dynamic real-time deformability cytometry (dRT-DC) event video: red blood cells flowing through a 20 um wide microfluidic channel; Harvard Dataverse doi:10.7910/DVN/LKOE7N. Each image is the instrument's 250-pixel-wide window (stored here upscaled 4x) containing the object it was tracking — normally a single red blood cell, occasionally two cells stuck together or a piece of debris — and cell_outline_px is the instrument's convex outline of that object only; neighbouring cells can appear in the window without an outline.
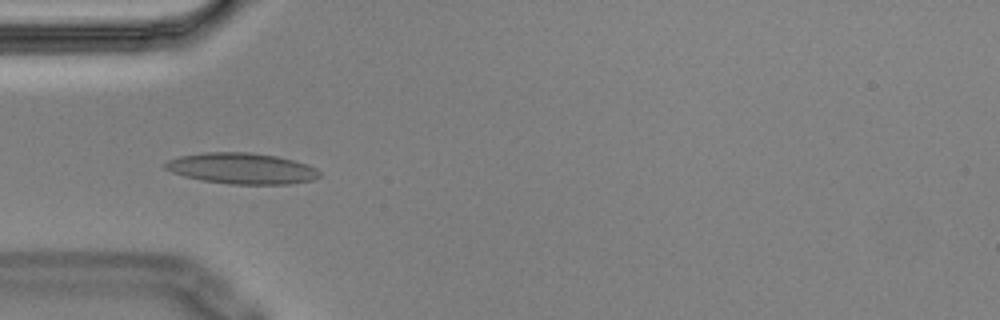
{"species": "Egyptian fruit bat (a non-hibernating species)", "species_latin": "Rousettus aegyptiacus", "temperature_condition": "cold", "stored_images_in_passage": 13, "camera_frame_rate_fps": 3000, "um_per_image_px": 0.085, "animal": {"sex": "male"}, "frame": {"image": 1, "passage_image": 3, "time_ms": 0.667, "image_size_px": [1000, 320], "cell_outline_px": [[320, 176], [312, 180], [292, 184], [228, 184], [204, 180], [184, 176], [172, 172], [164, 168], [164, 164], [168, 160], [180, 156], [204, 152], [252, 152], [276, 156], [308, 164], [316, 168], [320, 172]], "centroid_in_image_um": [20.57, 14.31], "position_along_channel_um": 64.4, "area_um2": 27.86}}
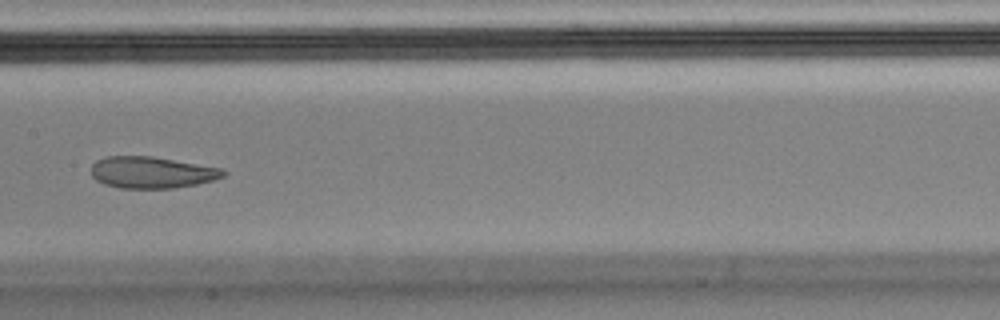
{"frame": {"image": 2, "passage_image": 6, "time_ms": 1.667, "image_size_px": [1000, 320], "cell_outline_px": [[228, 172], [224, 176], [212, 180], [196, 184], [172, 188], [120, 188], [104, 184], [96, 180], [92, 176], [92, 164], [96, 160], [104, 156], [152, 156], [224, 168]], "centroid_in_image_um": [12.91, 14.64], "position_along_channel_um": 194.5, "area_um2": 24.45}}